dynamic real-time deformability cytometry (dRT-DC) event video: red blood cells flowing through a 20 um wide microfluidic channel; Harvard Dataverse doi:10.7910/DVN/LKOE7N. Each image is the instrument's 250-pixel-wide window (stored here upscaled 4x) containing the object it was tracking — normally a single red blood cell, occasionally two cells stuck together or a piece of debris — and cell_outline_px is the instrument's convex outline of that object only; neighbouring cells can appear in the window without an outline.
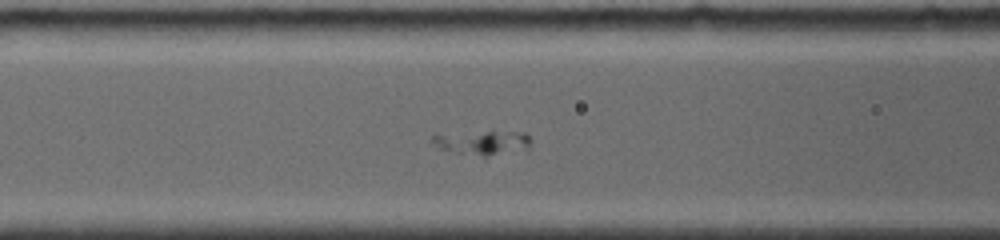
{"species": "common noctule bat (a hibernating species)", "species_latin": "Nyctalus noctula", "temperature_condition": "room temperature", "stored_images_in_passage": 52, "camera_frame_rate_fps": 4000, "um_per_image_px": 0.085, "animal": {"sex": "female", "body_mass_g": 19.0, "forearm_length_mm": 56.7}, "frame": {"image": 1, "passage_image": 11, "time_ms": 1.5, "image_size_px": [1000, 240], "cell_outline_px": [[532, 140], [528, 152], [484, 160], [440, 148], [432, 140], [432, 132], [524, 132]], "centroid_in_image_um": [41.11, 12.2], "position_along_channel_um": 125.5, "area_um2": 15.49}}
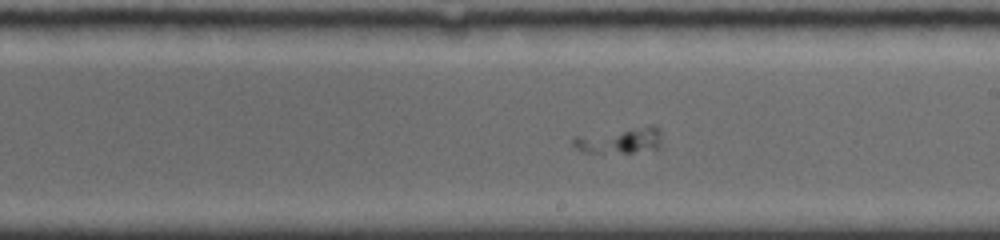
{"frame": {"image": 2, "passage_image": 22, "time_ms": 4.5, "image_size_px": [1000, 240], "cell_outline_px": [[660, 148], [632, 152], [584, 152], [576, 148], [572, 144], [572, 140], [576, 136], [652, 124], [660, 128]], "centroid_in_image_um": [52.73, 11.91], "position_along_channel_um": 236.3, "area_um2": 13.29}}